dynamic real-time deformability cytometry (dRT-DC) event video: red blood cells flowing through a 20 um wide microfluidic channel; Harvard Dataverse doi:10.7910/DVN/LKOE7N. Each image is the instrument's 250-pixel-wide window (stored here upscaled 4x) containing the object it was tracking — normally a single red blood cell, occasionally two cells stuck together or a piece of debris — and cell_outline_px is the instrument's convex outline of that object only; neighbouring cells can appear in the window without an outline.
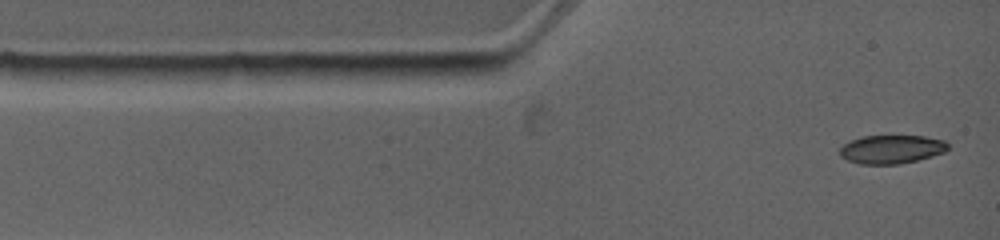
{"species": "common noctule bat (a hibernating species)", "species_latin": "Nyctalus noctula", "temperature_condition": "warm", "stored_images_in_passage": 7, "camera_frame_rate_fps": 4500, "um_per_image_px": 0.085, "animal": {"sex": "female", "body_mass_g": 19.0, "forearm_length_mm": 53.3}, "frame": {"image": 1, "passage_image": 1, "time_ms": 0.0, "image_size_px": [1000, 240], "cell_outline_px": [[948, 148], [944, 152], [932, 156], [916, 160], [896, 164], [860, 164], [848, 160], [840, 156], [840, 148], [844, 144], [852, 140], [864, 136], [924, 136], [944, 140], [948, 144]], "centroid_in_image_um": [75.78, 12.68], "position_along_channel_um": 9.2, "area_um2": 17.8}}
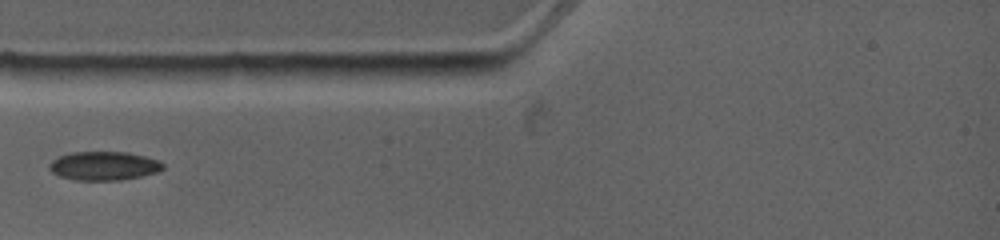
{"frame": {"image": 2, "passage_image": 4, "time_ms": 2.667, "image_size_px": [1000, 240], "cell_outline_px": [[164, 168], [156, 172], [140, 176], [120, 180], [76, 180], [60, 176], [52, 172], [48, 168], [52, 160], [60, 156], [72, 152], [128, 152], [144, 156], [156, 160], [164, 164]], "centroid_in_image_um": [8.81, 14.1], "position_along_channel_um": 76.2, "area_um2": 18.84}}
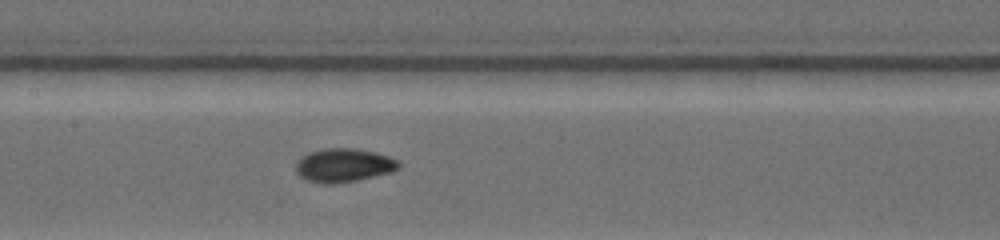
{"frame": {"image": 3, "passage_image": 7, "time_ms": 5.333, "image_size_px": [1000, 240], "cell_outline_px": [[400, 168], [392, 172], [356, 180], [336, 184], [320, 184], [304, 180], [296, 172], [296, 164], [300, 156], [308, 152], [324, 148], [352, 148], [372, 152], [388, 156], [396, 160], [400, 164]], "centroid_in_image_um": [29.16, 14.06], "position_along_channel_um": 178.2, "area_um2": 20.29}}